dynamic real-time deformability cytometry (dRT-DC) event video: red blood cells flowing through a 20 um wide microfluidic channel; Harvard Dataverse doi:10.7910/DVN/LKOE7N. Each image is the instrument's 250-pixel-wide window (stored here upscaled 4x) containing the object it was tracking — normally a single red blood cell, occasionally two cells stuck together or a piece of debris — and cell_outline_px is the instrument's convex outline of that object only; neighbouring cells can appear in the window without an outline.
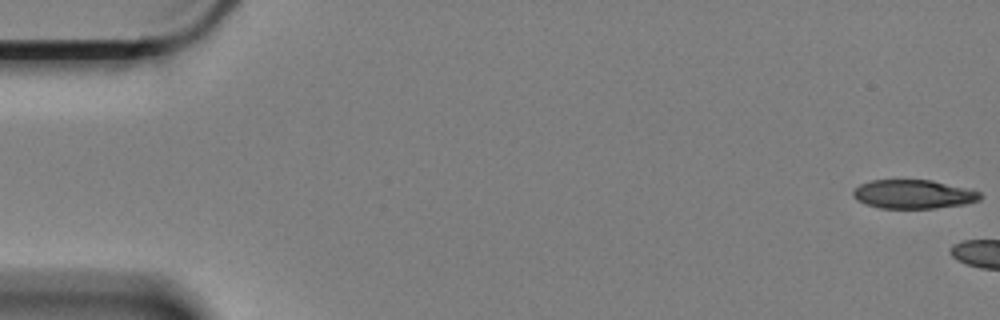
{"species": "Egyptian fruit bat (a non-hibernating species)", "species_latin": "Rousettus aegyptiacus", "temperature_condition": "cold", "stored_images_in_passage": 21, "camera_frame_rate_fps": 3000, "um_per_image_px": 0.085, "animal": {"sex": "female"}, "frame": {"image": 1, "passage_image": 1, "time_ms": 0.0, "image_size_px": [1000, 320], "cell_outline_px": [[984, 196], [980, 200], [964, 204], [936, 208], [880, 208], [868, 204], [852, 196], [852, 192], [860, 184], [872, 180], [932, 180], [980, 192]], "centroid_in_image_um": [77.66, 16.51], "position_along_channel_um": 7.3, "area_um2": 21.1}}
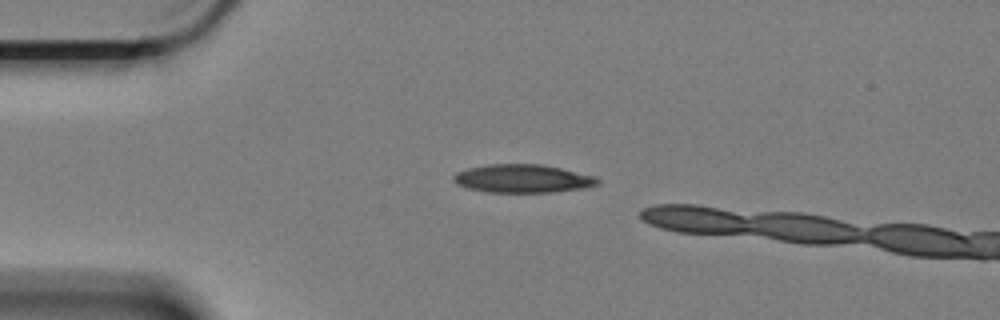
{"frame": {"image": 2, "passage_image": 14, "time_ms": 4.333, "image_size_px": [1000, 320], "cell_outline_px": [[600, 184], [584, 188], [548, 192], [488, 192], [468, 188], [456, 184], [452, 180], [452, 176], [456, 172], [468, 168], [488, 164], [540, 164], [560, 168], [596, 176], [600, 180]], "centroid_in_image_um": [44.41, 15.17], "position_along_channel_um": 40.6, "area_um2": 23.76}}
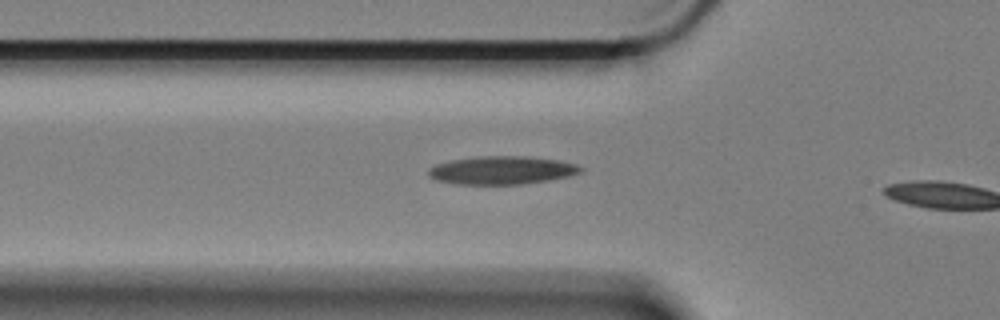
{"frame": {"image": 3, "passage_image": 20, "time_ms": 6.333, "image_size_px": [1000, 320], "cell_outline_px": [[584, 172], [568, 176], [548, 180], [520, 184], [456, 184], [436, 180], [428, 176], [428, 168], [436, 164], [452, 160], [476, 156], [528, 156], [556, 160], [576, 164], [584, 168]], "centroid_in_image_um": [42.65, 14.47], "position_along_channel_um": 83.2, "area_um2": 25.03}}